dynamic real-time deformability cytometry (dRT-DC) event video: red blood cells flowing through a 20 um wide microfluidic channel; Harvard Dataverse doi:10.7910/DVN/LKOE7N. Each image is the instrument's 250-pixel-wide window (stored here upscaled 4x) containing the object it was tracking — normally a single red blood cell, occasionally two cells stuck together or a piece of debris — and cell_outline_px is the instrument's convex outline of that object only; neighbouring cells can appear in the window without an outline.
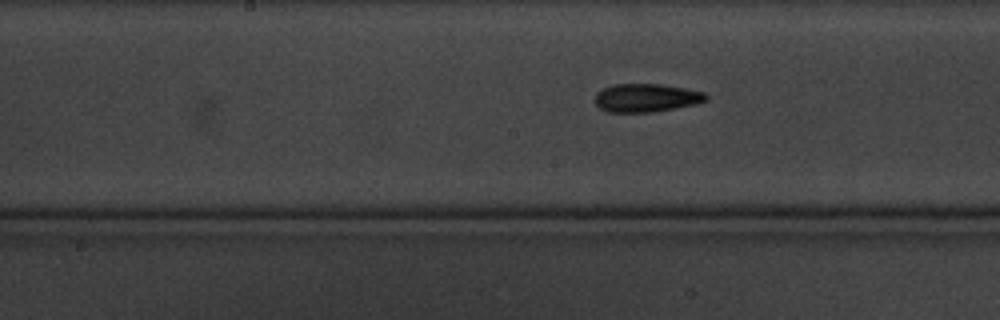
{"species": "common noctule bat (a hibernating species)", "species_latin": "Nyctalus noctula", "temperature_condition": "cold", "stored_images_in_passage": 8, "segment_of_instrument_passage": [2, 2], "camera_frame_rate_fps": 3000, "um_per_image_px": 0.085, "animal": {"sex": "male", "body_mass_g": 20.1, "forearm_length_mm": 53.5}, "frame": {"image": 1, "passage_image": 8, "time_ms": 9.0, "image_size_px": [1000, 320], "cell_outline_px": [[708, 100], [696, 104], [676, 108], [652, 112], [608, 112], [600, 108], [592, 100], [596, 92], [600, 88], [612, 84], [660, 84], [684, 88], [704, 92], [708, 96]], "centroid_in_image_um": [54.88, 8.31], "position_along_channel_um": 193.3, "area_um2": 18.61}}